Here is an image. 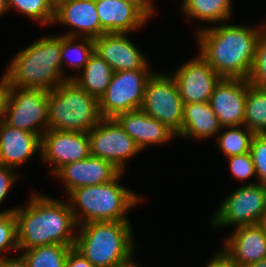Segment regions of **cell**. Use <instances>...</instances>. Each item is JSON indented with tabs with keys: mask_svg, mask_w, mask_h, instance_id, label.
<instances>
[{
	"mask_svg": "<svg viewBox=\"0 0 266 267\" xmlns=\"http://www.w3.org/2000/svg\"><path fill=\"white\" fill-rule=\"evenodd\" d=\"M141 109L167 125L177 135L181 131L184 103L170 73H154L146 83Z\"/></svg>",
	"mask_w": 266,
	"mask_h": 267,
	"instance_id": "9",
	"label": "cell"
},
{
	"mask_svg": "<svg viewBox=\"0 0 266 267\" xmlns=\"http://www.w3.org/2000/svg\"><path fill=\"white\" fill-rule=\"evenodd\" d=\"M114 119L142 151L149 145H163L177 136L167 125L151 117L142 109L118 114Z\"/></svg>",
	"mask_w": 266,
	"mask_h": 267,
	"instance_id": "20",
	"label": "cell"
},
{
	"mask_svg": "<svg viewBox=\"0 0 266 267\" xmlns=\"http://www.w3.org/2000/svg\"><path fill=\"white\" fill-rule=\"evenodd\" d=\"M185 17L204 23H225L233 15L232 0H186L180 8Z\"/></svg>",
	"mask_w": 266,
	"mask_h": 267,
	"instance_id": "24",
	"label": "cell"
},
{
	"mask_svg": "<svg viewBox=\"0 0 266 267\" xmlns=\"http://www.w3.org/2000/svg\"><path fill=\"white\" fill-rule=\"evenodd\" d=\"M120 172L110 161L90 155L64 165L53 176L62 181L68 196L79 187L107 183Z\"/></svg>",
	"mask_w": 266,
	"mask_h": 267,
	"instance_id": "15",
	"label": "cell"
},
{
	"mask_svg": "<svg viewBox=\"0 0 266 267\" xmlns=\"http://www.w3.org/2000/svg\"><path fill=\"white\" fill-rule=\"evenodd\" d=\"M247 80L252 86L266 90V28L258 38L254 62Z\"/></svg>",
	"mask_w": 266,
	"mask_h": 267,
	"instance_id": "31",
	"label": "cell"
},
{
	"mask_svg": "<svg viewBox=\"0 0 266 267\" xmlns=\"http://www.w3.org/2000/svg\"><path fill=\"white\" fill-rule=\"evenodd\" d=\"M95 52L98 53L114 72L143 70L148 64L127 33H105L94 39Z\"/></svg>",
	"mask_w": 266,
	"mask_h": 267,
	"instance_id": "17",
	"label": "cell"
},
{
	"mask_svg": "<svg viewBox=\"0 0 266 267\" xmlns=\"http://www.w3.org/2000/svg\"><path fill=\"white\" fill-rule=\"evenodd\" d=\"M254 135L255 134L245 125L225 126L222 127L221 134L217 136L218 139H216V143L221 152L228 158L230 156L250 152V146Z\"/></svg>",
	"mask_w": 266,
	"mask_h": 267,
	"instance_id": "27",
	"label": "cell"
},
{
	"mask_svg": "<svg viewBox=\"0 0 266 267\" xmlns=\"http://www.w3.org/2000/svg\"><path fill=\"white\" fill-rule=\"evenodd\" d=\"M137 3L150 17H153L156 7L152 5L153 0H130Z\"/></svg>",
	"mask_w": 266,
	"mask_h": 267,
	"instance_id": "39",
	"label": "cell"
},
{
	"mask_svg": "<svg viewBox=\"0 0 266 267\" xmlns=\"http://www.w3.org/2000/svg\"><path fill=\"white\" fill-rule=\"evenodd\" d=\"M7 6L8 12L15 9L43 27L53 24L55 9L52 0H7Z\"/></svg>",
	"mask_w": 266,
	"mask_h": 267,
	"instance_id": "29",
	"label": "cell"
},
{
	"mask_svg": "<svg viewBox=\"0 0 266 267\" xmlns=\"http://www.w3.org/2000/svg\"><path fill=\"white\" fill-rule=\"evenodd\" d=\"M222 125L209 102L184 104L181 131L183 139L205 140L218 136Z\"/></svg>",
	"mask_w": 266,
	"mask_h": 267,
	"instance_id": "22",
	"label": "cell"
},
{
	"mask_svg": "<svg viewBox=\"0 0 266 267\" xmlns=\"http://www.w3.org/2000/svg\"><path fill=\"white\" fill-rule=\"evenodd\" d=\"M102 119L99 100L72 79L48 92V129L89 133Z\"/></svg>",
	"mask_w": 266,
	"mask_h": 267,
	"instance_id": "6",
	"label": "cell"
},
{
	"mask_svg": "<svg viewBox=\"0 0 266 267\" xmlns=\"http://www.w3.org/2000/svg\"><path fill=\"white\" fill-rule=\"evenodd\" d=\"M153 74L149 64L143 70L114 72L104 95L99 99L102 118H115L118 114L141 109L146 83Z\"/></svg>",
	"mask_w": 266,
	"mask_h": 267,
	"instance_id": "8",
	"label": "cell"
},
{
	"mask_svg": "<svg viewBox=\"0 0 266 267\" xmlns=\"http://www.w3.org/2000/svg\"><path fill=\"white\" fill-rule=\"evenodd\" d=\"M40 155L54 175L64 165L91 155L89 134L48 129L41 137Z\"/></svg>",
	"mask_w": 266,
	"mask_h": 267,
	"instance_id": "12",
	"label": "cell"
},
{
	"mask_svg": "<svg viewBox=\"0 0 266 267\" xmlns=\"http://www.w3.org/2000/svg\"><path fill=\"white\" fill-rule=\"evenodd\" d=\"M123 174L101 185L79 187L67 196L78 226L93 221H129L127 214L143 197L119 183Z\"/></svg>",
	"mask_w": 266,
	"mask_h": 267,
	"instance_id": "5",
	"label": "cell"
},
{
	"mask_svg": "<svg viewBox=\"0 0 266 267\" xmlns=\"http://www.w3.org/2000/svg\"><path fill=\"white\" fill-rule=\"evenodd\" d=\"M31 194L27 204L14 210L19 251L48 244L74 245L78 224L70 203L41 192Z\"/></svg>",
	"mask_w": 266,
	"mask_h": 267,
	"instance_id": "2",
	"label": "cell"
},
{
	"mask_svg": "<svg viewBox=\"0 0 266 267\" xmlns=\"http://www.w3.org/2000/svg\"><path fill=\"white\" fill-rule=\"evenodd\" d=\"M250 154L257 174V183L266 186V136L264 134L253 136Z\"/></svg>",
	"mask_w": 266,
	"mask_h": 267,
	"instance_id": "32",
	"label": "cell"
},
{
	"mask_svg": "<svg viewBox=\"0 0 266 267\" xmlns=\"http://www.w3.org/2000/svg\"><path fill=\"white\" fill-rule=\"evenodd\" d=\"M74 245L48 244L18 252L28 267H66L69 250Z\"/></svg>",
	"mask_w": 266,
	"mask_h": 267,
	"instance_id": "26",
	"label": "cell"
},
{
	"mask_svg": "<svg viewBox=\"0 0 266 267\" xmlns=\"http://www.w3.org/2000/svg\"><path fill=\"white\" fill-rule=\"evenodd\" d=\"M98 17L105 33H130L143 28L151 17L130 0H96Z\"/></svg>",
	"mask_w": 266,
	"mask_h": 267,
	"instance_id": "16",
	"label": "cell"
},
{
	"mask_svg": "<svg viewBox=\"0 0 266 267\" xmlns=\"http://www.w3.org/2000/svg\"><path fill=\"white\" fill-rule=\"evenodd\" d=\"M245 267H266V258L263 259V260H260L256 263H253V264H249Z\"/></svg>",
	"mask_w": 266,
	"mask_h": 267,
	"instance_id": "41",
	"label": "cell"
},
{
	"mask_svg": "<svg viewBox=\"0 0 266 267\" xmlns=\"http://www.w3.org/2000/svg\"><path fill=\"white\" fill-rule=\"evenodd\" d=\"M210 221L213 228L260 224L266 217V186L249 181L219 204Z\"/></svg>",
	"mask_w": 266,
	"mask_h": 267,
	"instance_id": "7",
	"label": "cell"
},
{
	"mask_svg": "<svg viewBox=\"0 0 266 267\" xmlns=\"http://www.w3.org/2000/svg\"><path fill=\"white\" fill-rule=\"evenodd\" d=\"M4 122L42 137L48 130V91L12 87Z\"/></svg>",
	"mask_w": 266,
	"mask_h": 267,
	"instance_id": "10",
	"label": "cell"
},
{
	"mask_svg": "<svg viewBox=\"0 0 266 267\" xmlns=\"http://www.w3.org/2000/svg\"><path fill=\"white\" fill-rule=\"evenodd\" d=\"M225 238L221 250L239 267L266 258V233L261 223L237 227Z\"/></svg>",
	"mask_w": 266,
	"mask_h": 267,
	"instance_id": "18",
	"label": "cell"
},
{
	"mask_svg": "<svg viewBox=\"0 0 266 267\" xmlns=\"http://www.w3.org/2000/svg\"><path fill=\"white\" fill-rule=\"evenodd\" d=\"M14 171L15 169L0 165V205L6 199L15 181L21 177L17 176L18 174Z\"/></svg>",
	"mask_w": 266,
	"mask_h": 267,
	"instance_id": "34",
	"label": "cell"
},
{
	"mask_svg": "<svg viewBox=\"0 0 266 267\" xmlns=\"http://www.w3.org/2000/svg\"><path fill=\"white\" fill-rule=\"evenodd\" d=\"M56 23L70 26L72 31L62 35L92 39L102 35L95 0H72L59 5L55 9L53 24Z\"/></svg>",
	"mask_w": 266,
	"mask_h": 267,
	"instance_id": "19",
	"label": "cell"
},
{
	"mask_svg": "<svg viewBox=\"0 0 266 267\" xmlns=\"http://www.w3.org/2000/svg\"><path fill=\"white\" fill-rule=\"evenodd\" d=\"M11 88L10 77L5 71L2 78L0 79V122L4 121Z\"/></svg>",
	"mask_w": 266,
	"mask_h": 267,
	"instance_id": "35",
	"label": "cell"
},
{
	"mask_svg": "<svg viewBox=\"0 0 266 267\" xmlns=\"http://www.w3.org/2000/svg\"><path fill=\"white\" fill-rule=\"evenodd\" d=\"M66 267H95L74 247L69 250Z\"/></svg>",
	"mask_w": 266,
	"mask_h": 267,
	"instance_id": "36",
	"label": "cell"
},
{
	"mask_svg": "<svg viewBox=\"0 0 266 267\" xmlns=\"http://www.w3.org/2000/svg\"><path fill=\"white\" fill-rule=\"evenodd\" d=\"M91 155L125 172L126 161L142 150L114 118H103L89 133Z\"/></svg>",
	"mask_w": 266,
	"mask_h": 267,
	"instance_id": "11",
	"label": "cell"
},
{
	"mask_svg": "<svg viewBox=\"0 0 266 267\" xmlns=\"http://www.w3.org/2000/svg\"><path fill=\"white\" fill-rule=\"evenodd\" d=\"M113 73L112 67L94 51L85 67L75 75L69 74L68 79H72L89 95L99 100L104 95Z\"/></svg>",
	"mask_w": 266,
	"mask_h": 267,
	"instance_id": "23",
	"label": "cell"
},
{
	"mask_svg": "<svg viewBox=\"0 0 266 267\" xmlns=\"http://www.w3.org/2000/svg\"><path fill=\"white\" fill-rule=\"evenodd\" d=\"M219 25V26H218ZM266 28L216 24L196 30L198 53L221 78L247 79L254 62L256 44Z\"/></svg>",
	"mask_w": 266,
	"mask_h": 267,
	"instance_id": "1",
	"label": "cell"
},
{
	"mask_svg": "<svg viewBox=\"0 0 266 267\" xmlns=\"http://www.w3.org/2000/svg\"><path fill=\"white\" fill-rule=\"evenodd\" d=\"M17 206L0 211V261L9 255L3 253L19 252L17 241V221L14 210ZM10 251V252H9Z\"/></svg>",
	"mask_w": 266,
	"mask_h": 267,
	"instance_id": "30",
	"label": "cell"
},
{
	"mask_svg": "<svg viewBox=\"0 0 266 267\" xmlns=\"http://www.w3.org/2000/svg\"><path fill=\"white\" fill-rule=\"evenodd\" d=\"M170 75L184 104L209 102L215 85L221 79L199 53Z\"/></svg>",
	"mask_w": 266,
	"mask_h": 267,
	"instance_id": "13",
	"label": "cell"
},
{
	"mask_svg": "<svg viewBox=\"0 0 266 267\" xmlns=\"http://www.w3.org/2000/svg\"><path fill=\"white\" fill-rule=\"evenodd\" d=\"M41 152V137L0 122V165L16 170Z\"/></svg>",
	"mask_w": 266,
	"mask_h": 267,
	"instance_id": "21",
	"label": "cell"
},
{
	"mask_svg": "<svg viewBox=\"0 0 266 267\" xmlns=\"http://www.w3.org/2000/svg\"><path fill=\"white\" fill-rule=\"evenodd\" d=\"M0 267H28V265L20 254H15V256H12L11 258L9 256L0 261Z\"/></svg>",
	"mask_w": 266,
	"mask_h": 267,
	"instance_id": "38",
	"label": "cell"
},
{
	"mask_svg": "<svg viewBox=\"0 0 266 267\" xmlns=\"http://www.w3.org/2000/svg\"><path fill=\"white\" fill-rule=\"evenodd\" d=\"M128 267H142V265L139 266V264H137V261H136V262H134L133 264H131V265L128 266Z\"/></svg>",
	"mask_w": 266,
	"mask_h": 267,
	"instance_id": "44",
	"label": "cell"
},
{
	"mask_svg": "<svg viewBox=\"0 0 266 267\" xmlns=\"http://www.w3.org/2000/svg\"><path fill=\"white\" fill-rule=\"evenodd\" d=\"M60 51L62 75L68 80V76L64 73L63 66L68 65L70 69H74V71L76 70V72L79 73L88 63L89 58L95 51L94 39L60 34Z\"/></svg>",
	"mask_w": 266,
	"mask_h": 267,
	"instance_id": "25",
	"label": "cell"
},
{
	"mask_svg": "<svg viewBox=\"0 0 266 267\" xmlns=\"http://www.w3.org/2000/svg\"><path fill=\"white\" fill-rule=\"evenodd\" d=\"M244 125L254 134L266 132V90L252 85L248 87Z\"/></svg>",
	"mask_w": 266,
	"mask_h": 267,
	"instance_id": "28",
	"label": "cell"
},
{
	"mask_svg": "<svg viewBox=\"0 0 266 267\" xmlns=\"http://www.w3.org/2000/svg\"><path fill=\"white\" fill-rule=\"evenodd\" d=\"M261 225L264 227L266 233V217L261 221Z\"/></svg>",
	"mask_w": 266,
	"mask_h": 267,
	"instance_id": "43",
	"label": "cell"
},
{
	"mask_svg": "<svg viewBox=\"0 0 266 267\" xmlns=\"http://www.w3.org/2000/svg\"><path fill=\"white\" fill-rule=\"evenodd\" d=\"M250 85L247 79L240 78H221L215 85L209 104L223 127L244 125Z\"/></svg>",
	"mask_w": 266,
	"mask_h": 267,
	"instance_id": "14",
	"label": "cell"
},
{
	"mask_svg": "<svg viewBox=\"0 0 266 267\" xmlns=\"http://www.w3.org/2000/svg\"><path fill=\"white\" fill-rule=\"evenodd\" d=\"M182 3L180 4L181 5V7L185 4V2H186V0H182L181 1Z\"/></svg>",
	"mask_w": 266,
	"mask_h": 267,
	"instance_id": "45",
	"label": "cell"
},
{
	"mask_svg": "<svg viewBox=\"0 0 266 267\" xmlns=\"http://www.w3.org/2000/svg\"><path fill=\"white\" fill-rule=\"evenodd\" d=\"M68 1H72V0H52L54 9H56L59 5L68 2Z\"/></svg>",
	"mask_w": 266,
	"mask_h": 267,
	"instance_id": "42",
	"label": "cell"
},
{
	"mask_svg": "<svg viewBox=\"0 0 266 267\" xmlns=\"http://www.w3.org/2000/svg\"><path fill=\"white\" fill-rule=\"evenodd\" d=\"M227 160L230 172L234 178L240 181H247L248 179L250 180V178L254 176L257 178L255 166L250 152L230 156L227 158Z\"/></svg>",
	"mask_w": 266,
	"mask_h": 267,
	"instance_id": "33",
	"label": "cell"
},
{
	"mask_svg": "<svg viewBox=\"0 0 266 267\" xmlns=\"http://www.w3.org/2000/svg\"><path fill=\"white\" fill-rule=\"evenodd\" d=\"M78 230L74 248L95 267H128L135 262L136 241L129 221H93Z\"/></svg>",
	"mask_w": 266,
	"mask_h": 267,
	"instance_id": "3",
	"label": "cell"
},
{
	"mask_svg": "<svg viewBox=\"0 0 266 267\" xmlns=\"http://www.w3.org/2000/svg\"><path fill=\"white\" fill-rule=\"evenodd\" d=\"M205 267H239L221 249L214 254Z\"/></svg>",
	"mask_w": 266,
	"mask_h": 267,
	"instance_id": "37",
	"label": "cell"
},
{
	"mask_svg": "<svg viewBox=\"0 0 266 267\" xmlns=\"http://www.w3.org/2000/svg\"><path fill=\"white\" fill-rule=\"evenodd\" d=\"M8 12L7 0H0V17Z\"/></svg>",
	"mask_w": 266,
	"mask_h": 267,
	"instance_id": "40",
	"label": "cell"
},
{
	"mask_svg": "<svg viewBox=\"0 0 266 267\" xmlns=\"http://www.w3.org/2000/svg\"><path fill=\"white\" fill-rule=\"evenodd\" d=\"M7 66L11 87L52 91L67 79L62 75L60 35L41 37L19 50Z\"/></svg>",
	"mask_w": 266,
	"mask_h": 267,
	"instance_id": "4",
	"label": "cell"
}]
</instances>
